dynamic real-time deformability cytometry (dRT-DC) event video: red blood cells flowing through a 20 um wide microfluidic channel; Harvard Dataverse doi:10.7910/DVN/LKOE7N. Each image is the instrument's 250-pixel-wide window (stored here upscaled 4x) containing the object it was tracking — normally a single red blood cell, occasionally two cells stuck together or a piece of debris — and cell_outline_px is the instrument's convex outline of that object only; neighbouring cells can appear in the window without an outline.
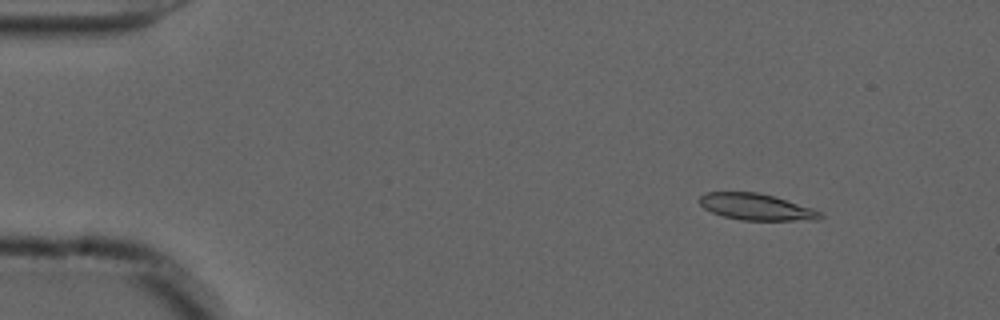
{"species": "common noctule bat (a hibernating species)", "species_latin": "Nyctalus noctula", "temperature_condition": "cold", "stored_images_in_passage": 55, "camera_frame_rate_fps": 3000, "um_per_image_px": 0.085, "animal": {"sex": "male", "forearm_length_mm": 52.5}, "frame": {"image": 1, "passage_image": 7, "time_ms": 2.0, "image_size_px": [1000, 320], "cell_outline_px": [[824, 216], [820, 220], [740, 220], [724, 216], [712, 212], [704, 208], [696, 200], [704, 192], [756, 192], [772, 196], [812, 208], [820, 212]], "centroid_in_image_um": [64.24, 17.59], "position_along_channel_um": 20.8, "area_um2": 18.55}}
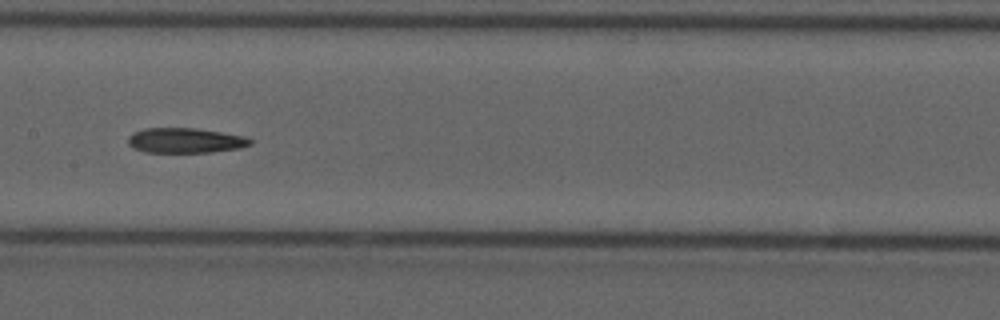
{"frame": {"image": 2, "passage_image": 28, "time_ms": 9.0, "image_size_px": [1000, 320], "cell_outline_px": [[252, 144], [240, 148], [212, 152], [144, 152], [132, 148], [128, 144], [128, 136], [144, 128], [196, 128], [244, 136], [252, 140]], "centroid_in_image_um": [15.74, 11.94], "position_along_channel_um": 191.7, "area_um2": 17.8}}
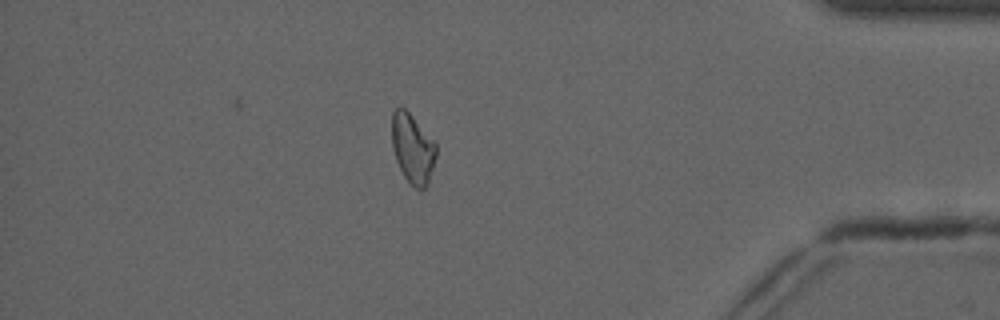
{"frame": {"image": 3, "passage_image": 48, "time_ms": 15.667, "image_size_px": [1000, 320], "cell_outline_px": [[436, 156], [428, 184], [420, 192], [404, 176], [396, 160], [392, 148], [392, 112], [396, 108], [404, 108], [412, 116], [436, 144]], "centroid_in_image_um": [35.07, 12.64], "position_along_channel_um": 400.1, "area_um2": 17.69}}